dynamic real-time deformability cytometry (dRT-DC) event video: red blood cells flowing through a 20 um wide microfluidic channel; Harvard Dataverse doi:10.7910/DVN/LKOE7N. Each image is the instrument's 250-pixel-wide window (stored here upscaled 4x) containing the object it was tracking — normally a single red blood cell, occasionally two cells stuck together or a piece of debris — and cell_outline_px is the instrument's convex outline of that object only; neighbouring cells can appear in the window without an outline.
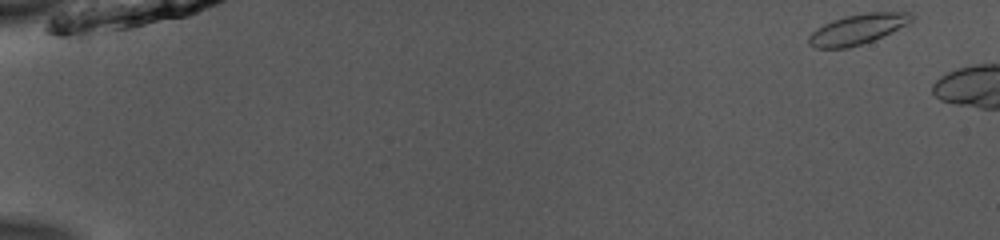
{"species": "common noctule bat (a hibernating species)", "species_latin": "Nyctalus noctula", "temperature_condition": "room temperature", "stored_images_in_passage": 8, "camera_frame_rate_fps": 3000, "um_per_image_px": 0.085, "animal": {"sex": "male", "body_mass_g": 13.0, "forearm_length_mm": 53.1}, "frame": {"image": 1, "passage_image": 1, "time_ms": 0.0, "image_size_px": [1000, 240], "cell_outline_px": [[916, 16], [912, 24], [872, 40], [848, 48], [816, 48], [808, 44], [808, 36], [816, 28], [832, 20], [844, 16], [864, 12], [916, 12]], "centroid_in_image_um": [72.98, 2.45], "position_along_channel_um": 12.0, "area_um2": 18.5}}